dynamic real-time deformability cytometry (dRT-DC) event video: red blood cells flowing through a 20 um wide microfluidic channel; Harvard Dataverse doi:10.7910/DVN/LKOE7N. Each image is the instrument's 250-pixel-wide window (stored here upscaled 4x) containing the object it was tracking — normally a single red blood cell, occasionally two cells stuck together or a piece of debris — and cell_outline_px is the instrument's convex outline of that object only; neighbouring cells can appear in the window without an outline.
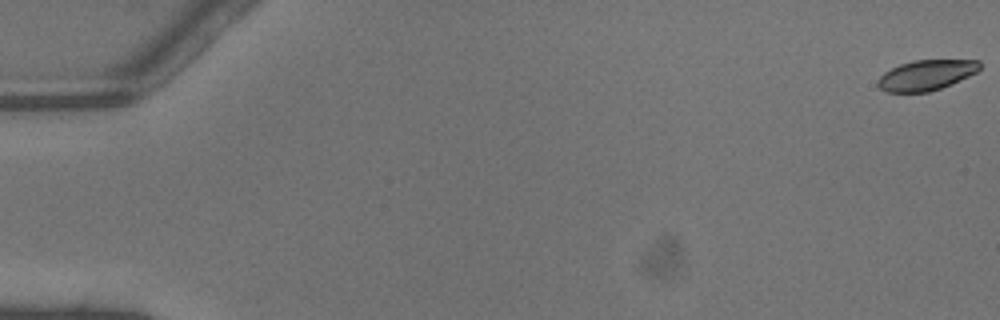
{"species": "common noctule bat (a hibernating species)", "species_latin": "Nyctalus noctula", "temperature_condition": "warm", "stored_images_in_passage": 47, "camera_frame_rate_fps": 3000, "um_per_image_px": 0.085, "animal": {"sex": "male", "body_mass_g": 13.3}, "frame": {"image": 1, "passage_image": 1, "time_ms": 0.0, "image_size_px": [1000, 320], "cell_outline_px": [[980, 68], [976, 72], [960, 80], [940, 88], [928, 92], [884, 92], [876, 84], [876, 80], [884, 72], [900, 64], [912, 60], [980, 60]], "centroid_in_image_um": [78.69, 6.38], "position_along_channel_um": 6.3, "area_um2": 17.98}}
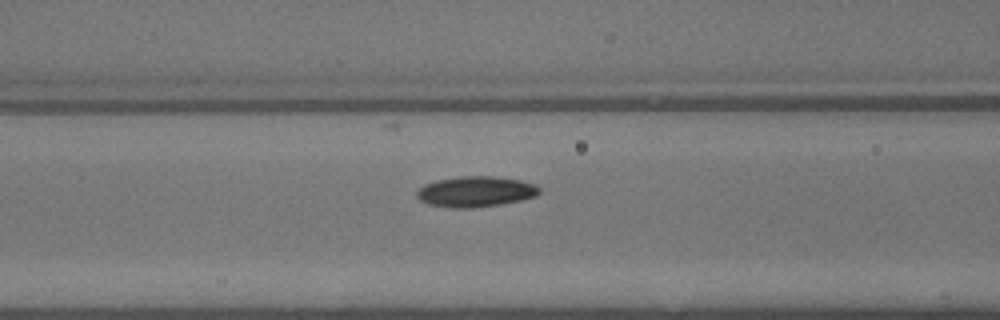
{"frame": {"image": 2, "passage_image": 21, "time_ms": 6.667, "image_size_px": [1000, 320], "cell_outline_px": [[540, 192], [536, 196], [520, 200], [500, 204], [472, 208], [452, 208], [428, 204], [420, 200], [416, 196], [416, 192], [424, 184], [436, 180], [460, 176], [496, 176], [520, 180], [536, 184], [540, 188]], "centroid_in_image_um": [40.43, 16.28], "position_along_channel_um": 126.2, "area_um2": 21.96}}
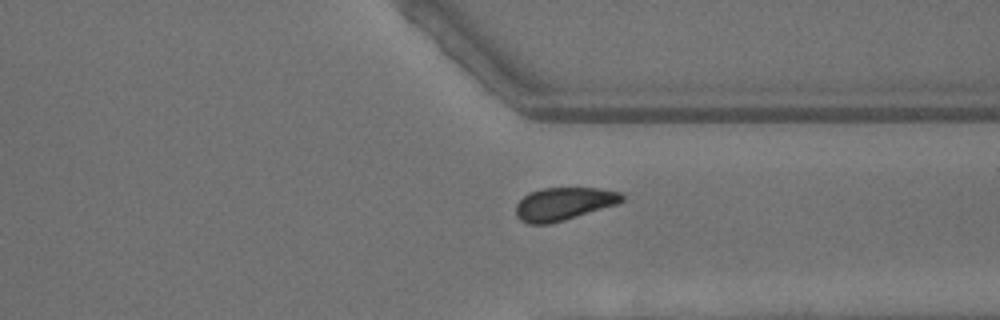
{"frame": {"image": 3, "passage_image": 37, "time_ms": 12.0, "image_size_px": [1000, 320], "cell_outline_px": [[624, 200], [620, 204], [564, 220], [548, 224], [528, 224], [520, 220], [516, 216], [516, 204], [528, 192], [540, 188], [600, 188], [620, 192], [624, 196]], "centroid_in_image_um": [47.93, 17.32], "position_along_channel_um": 363.5, "area_um2": 20.58}}